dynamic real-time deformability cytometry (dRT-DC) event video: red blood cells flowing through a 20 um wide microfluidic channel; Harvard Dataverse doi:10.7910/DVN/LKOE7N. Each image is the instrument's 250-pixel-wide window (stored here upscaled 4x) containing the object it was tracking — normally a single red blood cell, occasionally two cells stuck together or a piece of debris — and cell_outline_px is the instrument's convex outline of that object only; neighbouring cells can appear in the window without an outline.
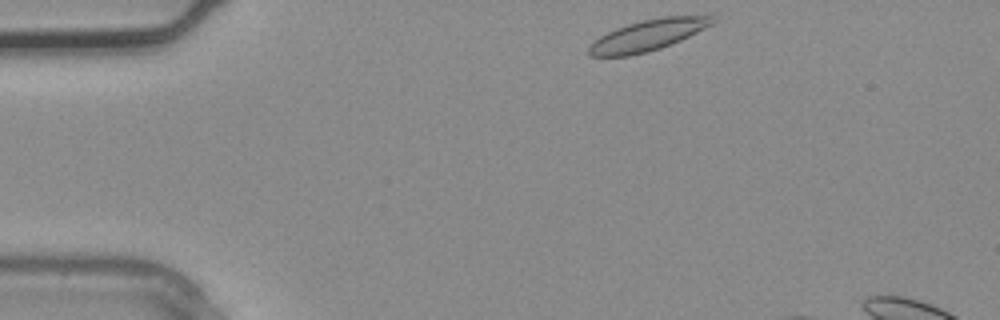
{"species": "common noctule bat (a hibernating species)", "species_latin": "Nyctalus noctula", "temperature_condition": "warm", "stored_images_in_passage": 3, "camera_frame_rate_fps": 3000, "um_per_image_px": 0.085, "animal": {"sex": "male", "body_mass_g": 20.4}, "frame": {"image": 1, "passage_image": 1, "time_ms": 0.0, "image_size_px": [1000, 320], "cell_outline_px": [[716, 20], [712, 24], [672, 44], [648, 52], [628, 56], [588, 56], [588, 48], [600, 36], [616, 28], [628, 24], [644, 20], [664, 16], [712, 16]], "centroid_in_image_um": [55.05, 3.01], "position_along_channel_um": 30.0, "area_um2": 21.96}}